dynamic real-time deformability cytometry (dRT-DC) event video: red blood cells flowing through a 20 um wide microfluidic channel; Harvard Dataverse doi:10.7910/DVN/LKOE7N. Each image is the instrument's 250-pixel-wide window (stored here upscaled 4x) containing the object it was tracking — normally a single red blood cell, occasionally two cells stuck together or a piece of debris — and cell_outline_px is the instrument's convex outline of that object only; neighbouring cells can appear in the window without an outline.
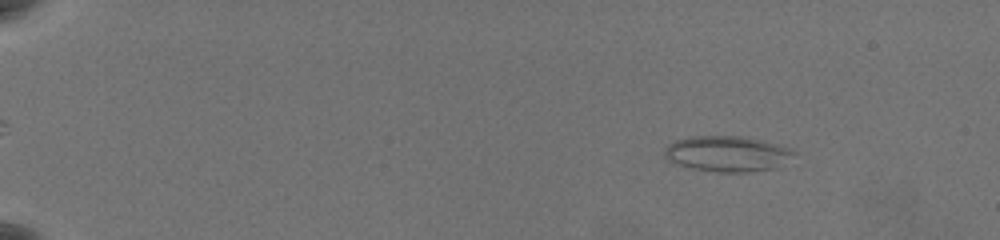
{"species": "common noctule bat (a hibernating species)", "species_latin": "Nyctalus noctula", "temperature_condition": "warm", "stored_images_in_passage": 61, "camera_frame_rate_fps": 3000, "um_per_image_px": 0.085, "animal": {"sex": "female", "body_mass_g": 19.5, "forearm_length_mm": 54.1}, "frame": {"image": 1, "passage_image": 9, "time_ms": 2.667, "image_size_px": [1000, 240], "cell_outline_px": [[796, 152], [776, 168], [748, 172], [716, 172], [692, 168], [676, 164], [668, 160], [664, 156], [664, 148], [668, 144], [676, 140], [692, 136], [740, 136], [780, 144], [792, 148]], "centroid_in_image_um": [61.8, 13.07], "position_along_channel_um": 23.2, "area_um2": 26.88}}
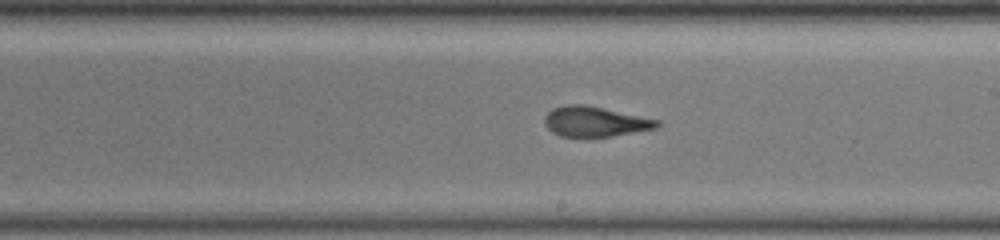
{"frame": {"image": 2, "passage_image": 39, "time_ms": 12.667, "image_size_px": [1000, 240], "cell_outline_px": [[660, 124], [656, 128], [612, 136], [560, 136], [552, 132], [544, 124], [544, 116], [552, 108], [564, 104], [584, 104], [604, 108], [660, 120]], "centroid_in_image_um": [50.55, 10.32], "position_along_channel_um": 238.5, "area_um2": 19.71}}
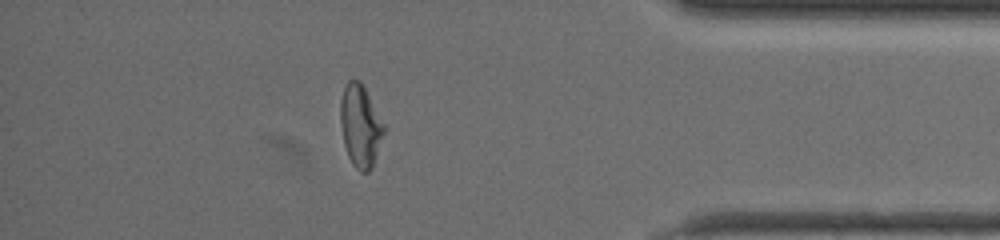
{"frame": {"image": 3, "passage_image": 55, "time_ms": 18.0, "image_size_px": [1000, 240], "cell_outline_px": [[388, 128], [372, 168], [368, 172], [360, 172], [352, 164], [348, 156], [344, 144], [340, 124], [340, 100], [344, 88], [348, 80], [360, 80]], "centroid_in_image_um": [30.67, 10.72], "position_along_channel_um": 404.5, "area_um2": 21.39}, "authors_computed_cell_mechanics": {"area_um2": 21.386, "velocity_mm_per_s": 3.5711, "shape_relaxation_time_tau1_ms": null, "shape_relaxation_time_tau2_ms": 2.0111, "deformation_change_tau1": null, "deformation_change_tau2": 0.1087}}